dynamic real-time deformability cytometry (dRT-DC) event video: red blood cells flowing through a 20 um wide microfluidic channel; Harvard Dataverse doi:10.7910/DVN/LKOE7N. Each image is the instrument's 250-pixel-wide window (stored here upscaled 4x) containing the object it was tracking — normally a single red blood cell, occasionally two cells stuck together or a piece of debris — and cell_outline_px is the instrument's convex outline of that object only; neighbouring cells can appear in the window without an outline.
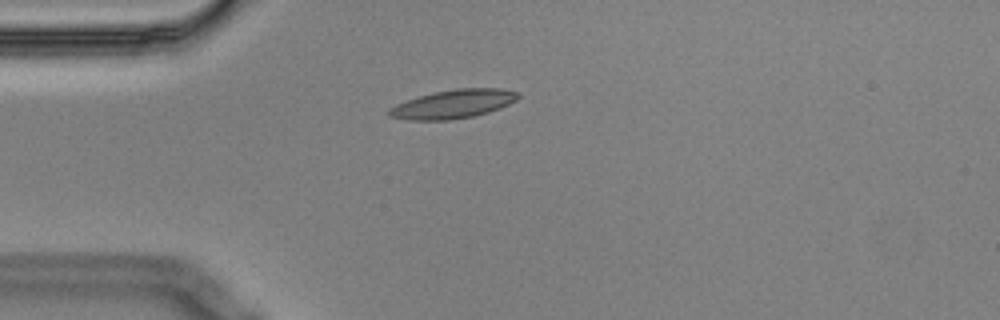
{"species": "Egyptian fruit bat (a non-hibernating species)", "species_latin": "Rousettus aegyptiacus", "temperature_condition": "cold", "stored_images_in_passage": 8, "camera_frame_rate_fps": 3000, "um_per_image_px": 0.085, "animal": {"sex": "male"}, "frame": {"image": 1, "passage_image": 1, "time_ms": 0.0, "image_size_px": [1000, 320], "cell_outline_px": [[520, 96], [516, 100], [500, 108], [488, 112], [472, 116], [448, 120], [408, 120], [388, 116], [388, 108], [396, 104], [420, 96], [436, 92], [456, 88], [500, 88], [516, 92]], "centroid_in_image_um": [38.51, 8.84], "position_along_channel_um": 46.5, "area_um2": 21.33}}
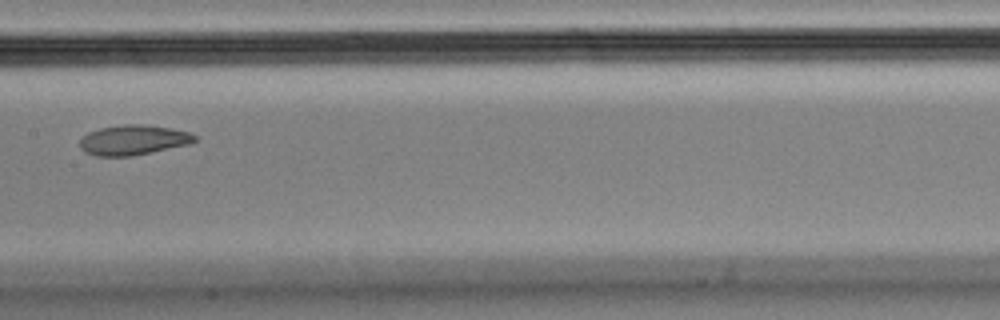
{"frame": {"image": 2, "passage_image": 5, "time_ms": 1.333, "image_size_px": [1000, 320], "cell_outline_px": [[196, 140], [188, 144], [128, 156], [96, 156], [84, 152], [80, 148], [80, 140], [88, 132], [100, 128], [124, 124], [144, 124], [172, 128], [188, 132], [196, 136]], "centroid_in_image_um": [11.29, 11.89], "position_along_channel_um": 196.1, "area_um2": 19.83}}
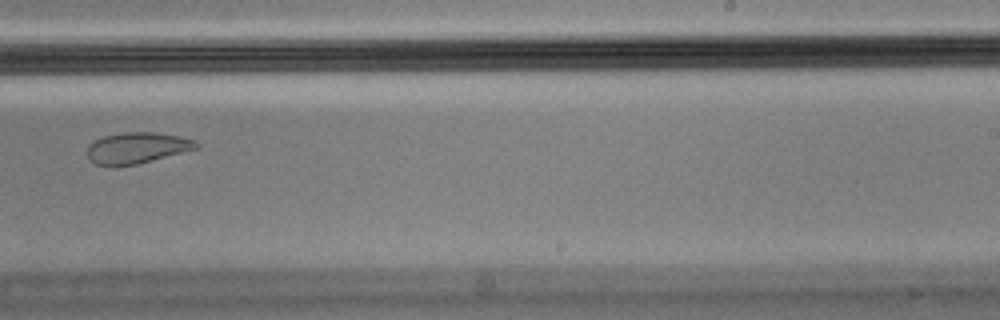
{"frame": {"image": 3, "passage_image": 7, "time_ms": 2.0, "image_size_px": [1000, 320], "cell_outline_px": [[200, 148], [136, 164], [96, 164], [88, 160], [88, 144], [104, 136], [124, 132], [156, 132], [180, 136], [192, 140], [200, 144]], "centroid_in_image_um": [11.68, 12.54], "position_along_channel_um": 277.3, "area_um2": 19.42}}